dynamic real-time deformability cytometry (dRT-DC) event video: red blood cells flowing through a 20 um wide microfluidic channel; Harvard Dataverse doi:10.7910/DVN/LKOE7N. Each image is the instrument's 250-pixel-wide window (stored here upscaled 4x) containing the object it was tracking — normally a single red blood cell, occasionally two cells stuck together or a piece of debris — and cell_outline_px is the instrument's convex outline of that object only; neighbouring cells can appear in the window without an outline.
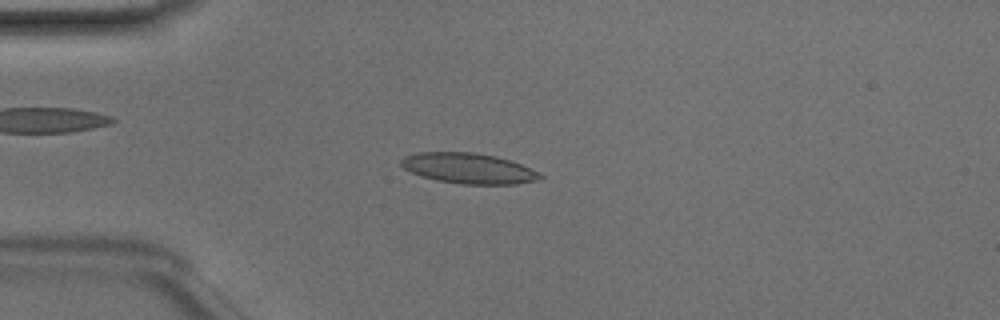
{"species": "Egyptian fruit bat (a non-hibernating species)", "species_latin": "Rousettus aegyptiacus", "temperature_condition": "room temperature", "stored_images_in_passage": 46, "camera_frame_rate_fps": 3000, "um_per_image_px": 0.085, "animal": {"sex": "male"}, "frame": {"image": 1, "passage_image": 10, "time_ms": 3.0, "image_size_px": [1000, 320], "cell_outline_px": [[544, 176], [540, 180], [516, 184], [460, 184], [436, 180], [420, 176], [404, 168], [400, 164], [400, 160], [404, 156], [416, 152], [476, 152], [496, 156], [520, 164]], "centroid_in_image_um": [39.79, 14.31], "position_along_channel_um": 45.2, "area_um2": 24.68}}
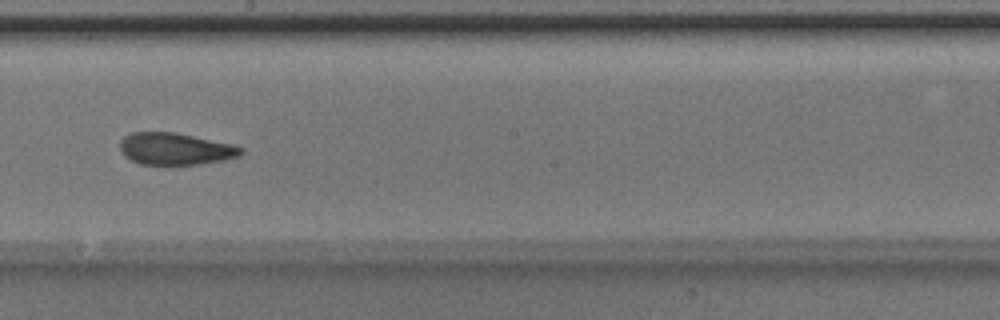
{"frame": {"image": 2, "passage_image": 25, "time_ms": 8.0, "image_size_px": [1000, 320], "cell_outline_px": [[244, 152], [240, 156], [224, 160], [176, 168], [164, 168], [140, 164], [124, 156], [120, 152], [120, 140], [124, 136], [132, 132], [176, 132], [232, 144], [244, 148]], "centroid_in_image_um": [14.89, 12.71], "position_along_channel_um": 233.3, "area_um2": 23.7}}
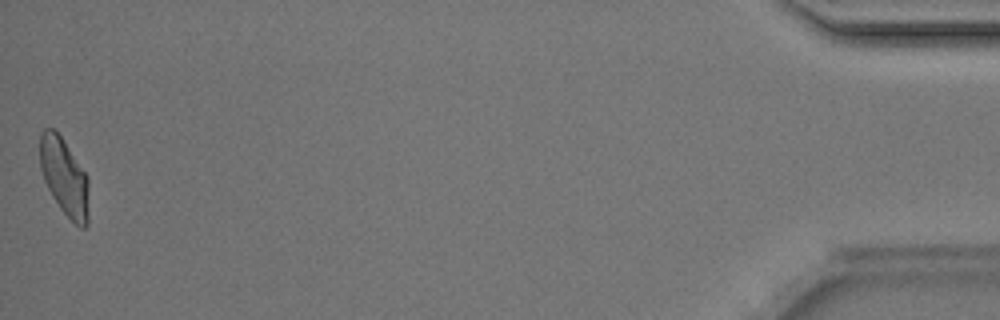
{"frame": {"image": 3, "passage_image": 46, "time_ms": 15.0, "image_size_px": [1000, 320], "cell_outline_px": [[88, 224], [84, 228], [80, 228], [60, 208], [52, 196], [44, 180], [40, 168], [40, 132], [44, 128], [52, 128], [60, 136], [88, 176]], "centroid_in_image_um": [5.47, 15.05], "position_along_channel_um": 429.7, "area_um2": 21.85}, "authors_computed_cell_mechanics": {"area_um2": 23.1778, "velocity_mm_per_s": 4.1544, "shape_relaxation_time_tau1_ms": 5.1453, "shape_relaxation_time_tau2_ms": 1.842, "deformation_change_tau1": 0.1654, "deformation_change_tau2": 0.079}}